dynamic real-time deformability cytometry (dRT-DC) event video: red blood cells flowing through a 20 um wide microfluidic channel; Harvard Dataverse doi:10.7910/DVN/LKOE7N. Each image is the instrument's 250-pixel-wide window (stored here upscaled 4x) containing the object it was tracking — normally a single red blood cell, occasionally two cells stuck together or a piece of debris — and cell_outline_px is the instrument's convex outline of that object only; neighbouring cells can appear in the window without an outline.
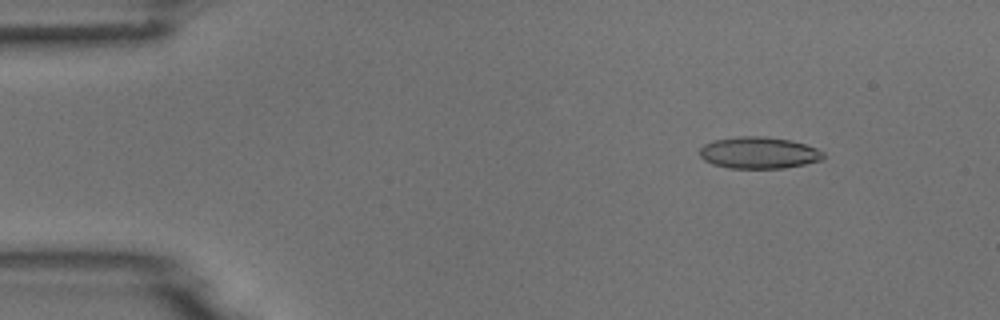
{"species": "common noctule bat (a hibernating species)", "species_latin": "Nyctalus noctula", "temperature_condition": "room temperature", "stored_images_in_passage": 4, "camera_frame_rate_fps": 3000, "um_per_image_px": 0.085, "animal": {"sex": "male", "body_mass_g": 18.8}, "frame": {"image": 1, "passage_image": 2, "time_ms": 1.0, "image_size_px": [1000, 320], "cell_outline_px": [[824, 160], [784, 168], [728, 168], [712, 164], [704, 160], [700, 156], [700, 148], [704, 144], [712, 140], [740, 136], [764, 136], [788, 140], [804, 144], [816, 148], [824, 152]], "centroid_in_image_um": [64.49, 12.99], "position_along_channel_um": 20.5, "area_um2": 22.89}}
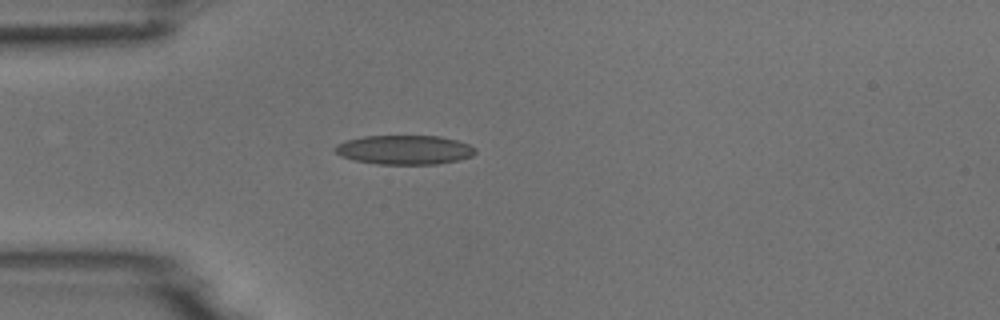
{"frame": {"image": 2, "passage_image": 4, "time_ms": 3.667, "image_size_px": [1000, 320], "cell_outline_px": [[476, 152], [472, 156], [456, 160], [436, 164], [376, 164], [352, 160], [340, 156], [332, 148], [336, 144], [344, 140], [364, 136], [440, 136], [456, 140], [468, 144], [476, 148]], "centroid_in_image_um": [34.32, 12.73], "position_along_channel_um": 50.7, "area_um2": 24.04}}